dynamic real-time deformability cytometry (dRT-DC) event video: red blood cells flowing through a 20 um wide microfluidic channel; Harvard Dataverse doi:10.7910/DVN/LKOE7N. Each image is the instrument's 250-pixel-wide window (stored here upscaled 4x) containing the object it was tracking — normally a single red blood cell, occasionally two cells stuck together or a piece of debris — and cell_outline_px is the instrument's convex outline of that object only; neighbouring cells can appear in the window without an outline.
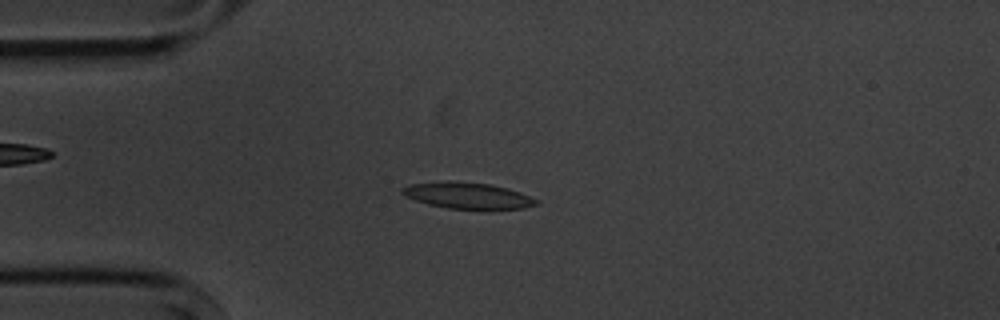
{"species": "common noctule bat (a hibernating species)", "species_latin": "Nyctalus noctula", "temperature_condition": "cold", "stored_images_in_passage": 5, "camera_frame_rate_fps": 3000, "um_per_image_px": 0.085, "animal": {"sex": "male", "body_mass_g": 20.1, "forearm_length_mm": 53.5}, "frame": {"image": 1, "passage_image": 4, "time_ms": 3.333, "image_size_px": [1000, 320], "cell_outline_px": [[540, 204], [524, 208], [448, 208], [428, 204], [404, 196], [400, 192], [400, 188], [408, 184], [448, 180], [488, 184], [508, 188], [520, 192], [540, 200]], "centroid_in_image_um": [39.72, 16.6], "position_along_channel_um": 45.3, "area_um2": 20.46}}
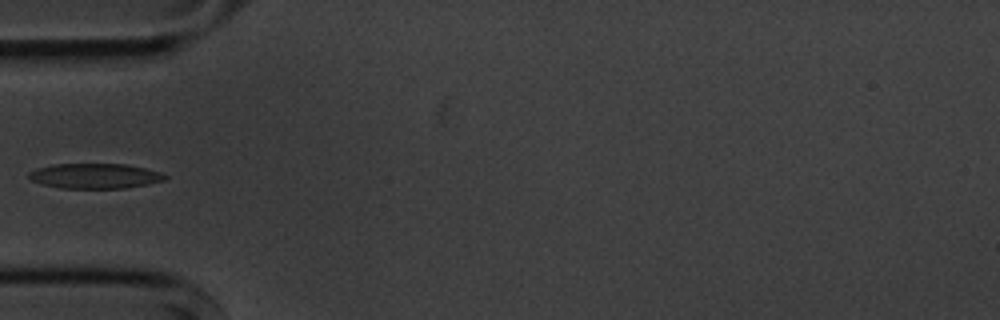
{"frame": {"image": 2, "passage_image": 5, "time_ms": 4.667, "image_size_px": [1000, 320], "cell_outline_px": [[168, 176], [164, 180], [148, 184], [124, 188], [60, 188], [44, 184], [32, 180], [28, 176], [28, 172], [36, 168], [52, 164], [128, 164], [160, 172]], "centroid_in_image_um": [8.06, 14.95], "position_along_channel_um": 76.9, "area_um2": 19.83}}